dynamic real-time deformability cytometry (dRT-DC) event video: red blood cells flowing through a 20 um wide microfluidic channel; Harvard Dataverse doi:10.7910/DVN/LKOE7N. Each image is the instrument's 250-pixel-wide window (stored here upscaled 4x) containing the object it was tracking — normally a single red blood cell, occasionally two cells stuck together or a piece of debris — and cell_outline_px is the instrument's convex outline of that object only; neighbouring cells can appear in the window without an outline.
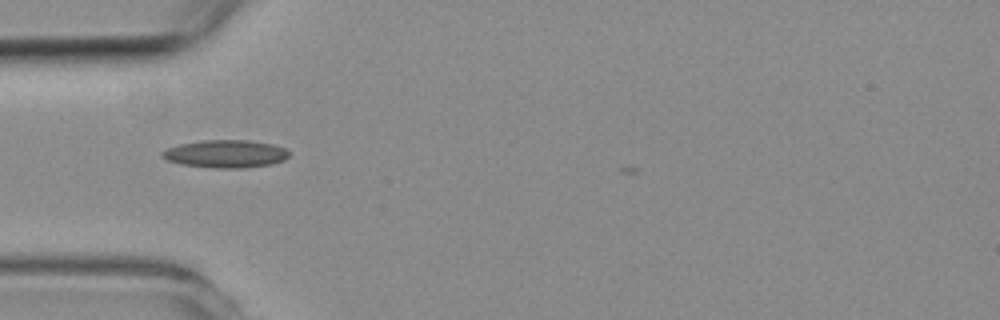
{"species": "common noctule bat (a hibernating species)", "species_latin": "Nyctalus noctula", "temperature_condition": "room temperature", "stored_images_in_passage": 3, "camera_frame_rate_fps": 3000, "um_per_image_px": 0.085, "animal": {"sex": "female", "body_mass_g": 19.3, "forearm_length_mm": 54.1}, "frame": {"image": 1, "passage_image": 2, "time_ms": 1.0, "image_size_px": [1000, 320], "cell_outline_px": [[288, 156], [284, 160], [272, 164], [244, 168], [216, 168], [180, 164], [168, 160], [160, 156], [160, 152], [168, 148], [180, 144], [204, 140], [248, 140], [272, 144], [284, 148], [288, 152]], "centroid_in_image_um": [19.16, 13.08], "position_along_channel_um": 65.8, "area_um2": 20.46}}